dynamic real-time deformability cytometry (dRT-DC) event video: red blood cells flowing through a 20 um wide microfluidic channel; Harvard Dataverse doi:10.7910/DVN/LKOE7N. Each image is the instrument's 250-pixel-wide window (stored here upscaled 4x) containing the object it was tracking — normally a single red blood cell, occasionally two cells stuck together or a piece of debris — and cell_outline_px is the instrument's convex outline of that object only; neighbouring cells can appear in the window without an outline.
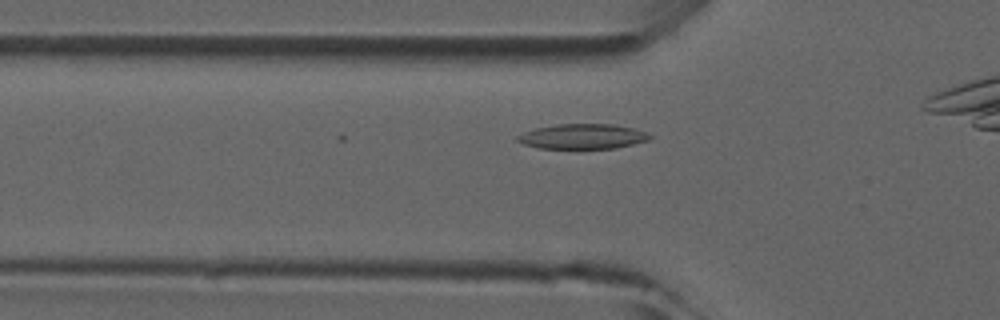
{"species": "common noctule bat (a hibernating species)", "species_latin": "Nyctalus noctula", "temperature_condition": "room temperature", "stored_images_in_passage": 13, "camera_frame_rate_fps": 3000, "um_per_image_px": 0.085, "animal": {"sex": "male", "forearm_length_mm": 52.5}, "frame": {"image": 1, "passage_image": 10, "time_ms": 3.0, "image_size_px": [1000, 320], "cell_outline_px": [[652, 136], [648, 140], [616, 148], [540, 148], [524, 144], [516, 140], [516, 136], [524, 132], [536, 128], [556, 124], [612, 124], [632, 128], [648, 132]], "centroid_in_image_um": [49.52, 11.59], "position_along_channel_um": 76.3, "area_um2": 19.13}}
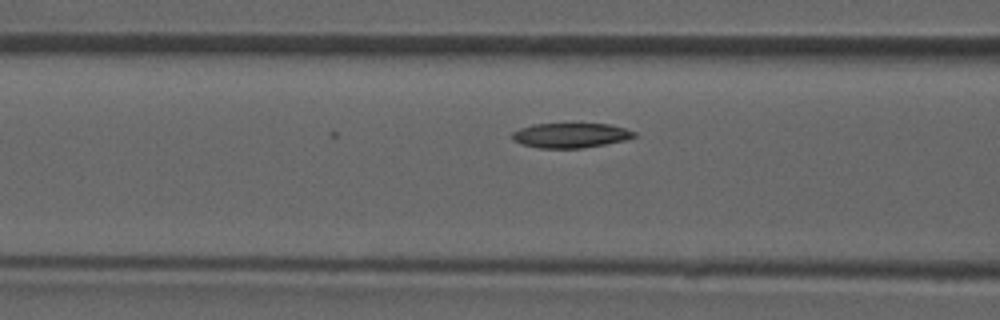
{"frame": {"image": 2, "passage_image": 13, "time_ms": 4.0, "image_size_px": [1000, 320], "cell_outline_px": [[636, 136], [628, 140], [580, 148], [540, 148], [524, 144], [512, 140], [512, 132], [520, 128], [532, 124], [608, 124], [624, 128], [636, 132]], "centroid_in_image_um": [48.51, 11.5], "position_along_channel_um": 118.1, "area_um2": 17.51}}